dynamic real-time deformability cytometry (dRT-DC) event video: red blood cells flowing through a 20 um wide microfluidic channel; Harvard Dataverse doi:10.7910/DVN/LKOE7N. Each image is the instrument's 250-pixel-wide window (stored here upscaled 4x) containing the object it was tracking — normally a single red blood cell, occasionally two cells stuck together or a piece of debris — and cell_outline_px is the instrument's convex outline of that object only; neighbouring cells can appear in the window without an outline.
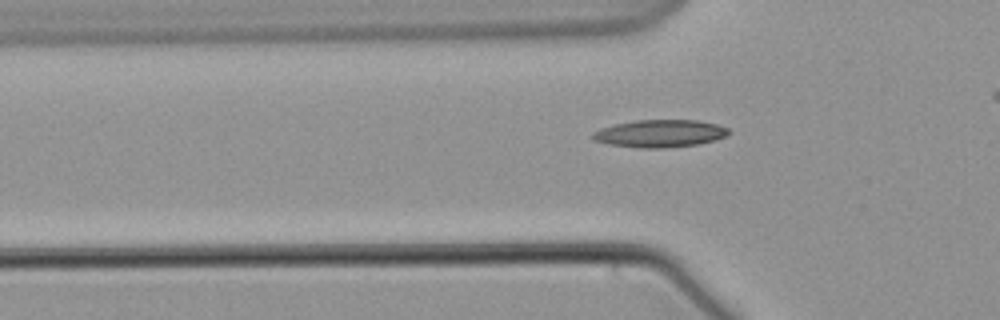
{"species": "common noctule bat (a hibernating species)", "species_latin": "Nyctalus noctula", "temperature_condition": "warm", "stored_images_in_passage": 35, "camera_frame_rate_fps": 3000, "um_per_image_px": 0.085, "animal": {"sex": "male", "body_mass_g": 21.5, "forearm_length_mm": 52.0}, "frame": {"image": 1, "passage_image": 6, "time_ms": 1.667, "image_size_px": [1000, 320], "cell_outline_px": [[732, 132], [724, 136], [712, 140], [696, 144], [660, 148], [640, 148], [608, 144], [592, 140], [592, 132], [600, 128], [616, 124], [636, 120], [696, 120], [716, 124], [728, 128]], "centroid_in_image_um": [56.05, 11.34], "position_along_channel_um": 69.8, "area_um2": 21.62}}
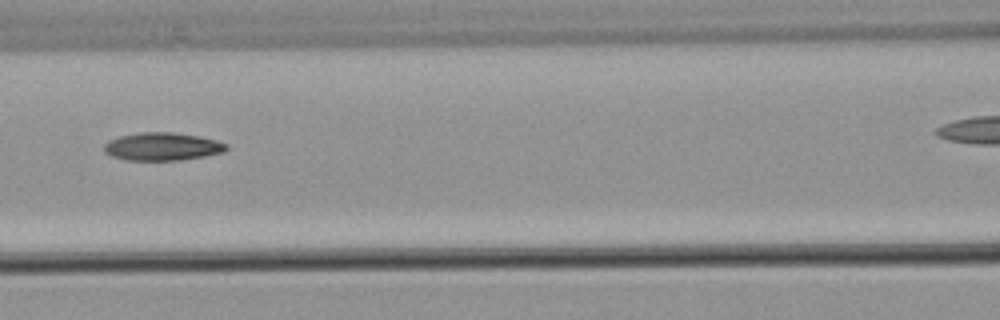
{"frame": {"image": 2, "passage_image": 13, "time_ms": 4.0, "image_size_px": [1000, 320], "cell_outline_px": [[228, 148], [224, 152], [204, 156], [180, 160], [124, 160], [112, 156], [104, 152], [104, 144], [108, 140], [120, 136], [140, 132], [172, 132], [200, 136], [216, 140], [228, 144]], "centroid_in_image_um": [13.8, 12.45], "position_along_channel_um": 152.8, "area_um2": 20.0}}
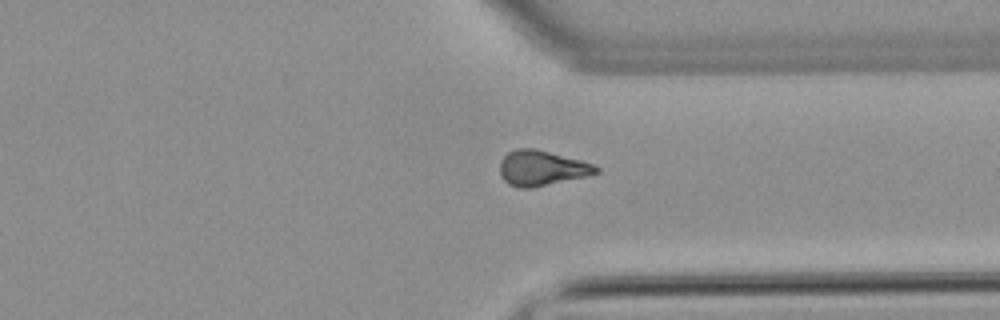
{"frame": {"image": 3, "passage_image": 31, "time_ms": 10.0, "image_size_px": [1000, 320], "cell_outline_px": [[600, 172], [584, 176], [532, 188], [520, 188], [508, 184], [500, 176], [500, 160], [508, 152], [516, 148], [536, 148], [580, 160], [592, 164], [600, 168]], "centroid_in_image_um": [46.0, 14.28], "position_along_channel_um": 365.4, "area_um2": 19.65}}